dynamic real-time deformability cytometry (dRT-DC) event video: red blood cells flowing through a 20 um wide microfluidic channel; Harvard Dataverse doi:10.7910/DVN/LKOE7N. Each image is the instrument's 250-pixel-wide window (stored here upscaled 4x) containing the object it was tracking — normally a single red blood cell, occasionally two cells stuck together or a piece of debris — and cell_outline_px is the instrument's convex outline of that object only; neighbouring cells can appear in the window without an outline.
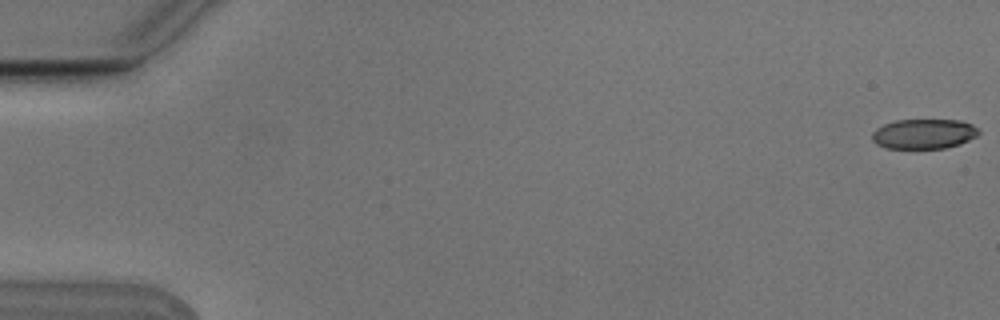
{"species": "Egyptian fruit bat (a non-hibernating species)", "species_latin": "Rousettus aegyptiacus", "temperature_condition": "cold", "stored_images_in_passage": 5, "camera_frame_rate_fps": 3000, "um_per_image_px": 0.085, "animal": {"sex": "male"}, "frame": {"image": 1, "passage_image": 1, "time_ms": 0.0, "image_size_px": [1000, 320], "cell_outline_px": [[980, 132], [976, 136], [960, 144], [944, 148], [884, 148], [876, 144], [872, 140], [872, 132], [876, 128], [884, 124], [896, 120], [960, 120], [972, 124], [980, 128]], "centroid_in_image_um": [78.53, 11.37], "position_along_channel_um": 6.5, "area_um2": 18.67}}
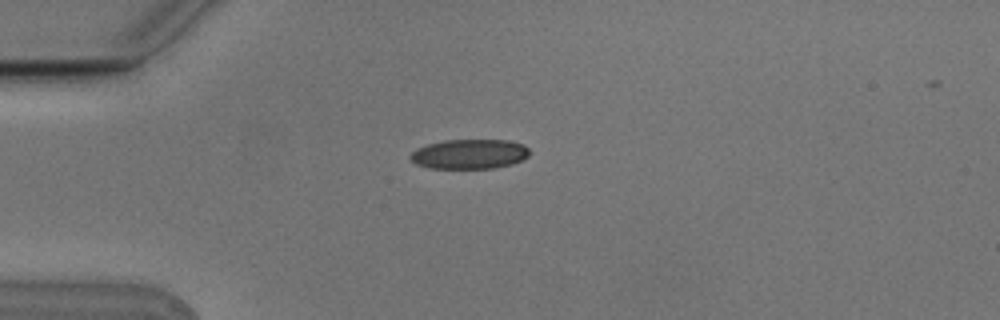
{"frame": {"image": 2, "passage_image": 5, "time_ms": 1.333, "image_size_px": [1000, 320], "cell_outline_px": [[528, 156], [524, 160], [512, 164], [492, 168], [428, 168], [416, 164], [408, 156], [416, 148], [428, 144], [444, 140], [508, 140], [524, 144], [528, 148]], "centroid_in_image_um": [39.9, 13.09], "position_along_channel_um": 45.1, "area_um2": 20.69}}